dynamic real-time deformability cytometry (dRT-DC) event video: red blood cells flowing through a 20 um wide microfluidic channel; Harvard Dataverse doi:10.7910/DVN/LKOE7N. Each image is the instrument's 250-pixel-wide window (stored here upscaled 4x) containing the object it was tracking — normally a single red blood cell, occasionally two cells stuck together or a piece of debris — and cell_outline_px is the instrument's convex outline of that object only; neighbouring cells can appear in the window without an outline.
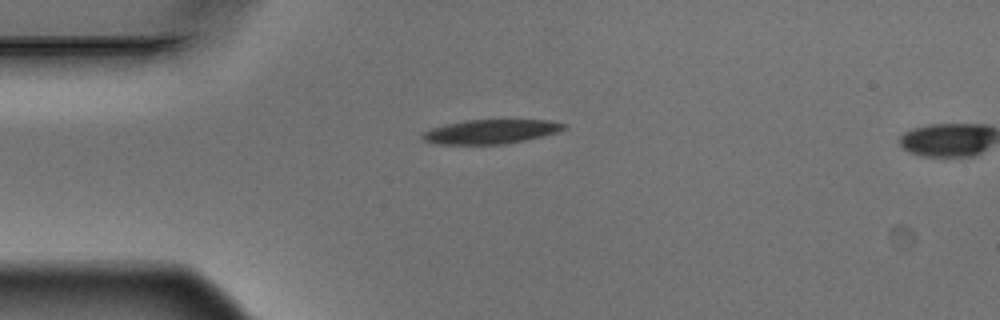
{"species": "Egyptian fruit bat (a non-hibernating species)", "species_latin": "Rousettus aegyptiacus", "temperature_condition": "warm", "stored_images_in_passage": 2, "segment_of_instrument_passage": [1, 2], "camera_frame_rate_fps": 3000, "um_per_image_px": 0.085, "animal": {"sex": "male"}, "frame": {"image": 1, "passage_image": 1, "time_ms": 0.0, "image_size_px": [1000, 320], "cell_outline_px": [[568, 128], [556, 132], [524, 140], [504, 144], [432, 144], [424, 140], [420, 136], [424, 132], [432, 128], [464, 120], [548, 120], [568, 124]], "centroid_in_image_um": [41.72, 11.18], "position_along_channel_um": 43.3, "area_um2": 19.83}}